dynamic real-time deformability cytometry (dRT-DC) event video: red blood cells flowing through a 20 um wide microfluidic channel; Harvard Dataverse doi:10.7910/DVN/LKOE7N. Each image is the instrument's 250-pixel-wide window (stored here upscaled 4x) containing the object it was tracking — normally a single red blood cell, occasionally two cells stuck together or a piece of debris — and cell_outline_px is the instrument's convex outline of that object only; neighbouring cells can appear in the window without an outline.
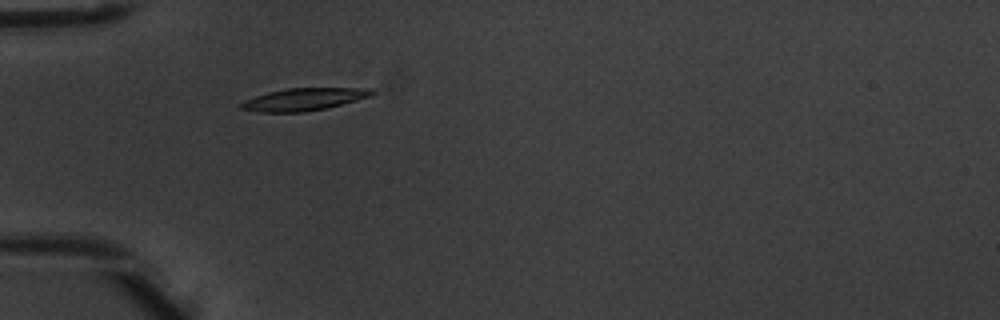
{"species": "common noctule bat (a hibernating species)", "species_latin": "Nyctalus noctula", "temperature_condition": "warm", "stored_images_in_passage": 1, "camera_frame_rate_fps": 3000, "um_per_image_px": 0.085, "animal": {"sex": "male", "body_mass_g": 20.1, "forearm_length_mm": 53.5}, "frame": {"image": 1, "passage_image": 1, "time_ms": 0.0, "image_size_px": [1000, 320], "cell_outline_px": [[376, 92], [372, 96], [324, 108], [304, 112], [260, 112], [240, 108], [236, 104], [244, 100], [268, 92], [288, 88], [372, 88]], "centroid_in_image_um": [25.8, 8.43], "position_along_channel_um": 59.2, "area_um2": 16.99}}